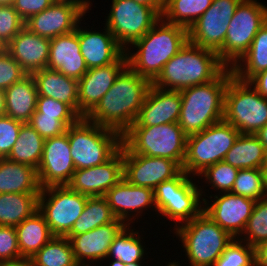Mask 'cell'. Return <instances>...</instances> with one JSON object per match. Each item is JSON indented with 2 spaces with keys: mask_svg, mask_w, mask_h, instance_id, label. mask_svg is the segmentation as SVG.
Instances as JSON below:
<instances>
[{
  "mask_svg": "<svg viewBox=\"0 0 267 266\" xmlns=\"http://www.w3.org/2000/svg\"><path fill=\"white\" fill-rule=\"evenodd\" d=\"M123 179L122 145L105 163L75 170L68 186L89 197L105 196L106 192Z\"/></svg>",
  "mask_w": 267,
  "mask_h": 266,
  "instance_id": "ffe728a7",
  "label": "cell"
},
{
  "mask_svg": "<svg viewBox=\"0 0 267 266\" xmlns=\"http://www.w3.org/2000/svg\"><path fill=\"white\" fill-rule=\"evenodd\" d=\"M181 105L180 91L162 89L152 84L131 126L178 123Z\"/></svg>",
  "mask_w": 267,
  "mask_h": 266,
  "instance_id": "603a6c76",
  "label": "cell"
},
{
  "mask_svg": "<svg viewBox=\"0 0 267 266\" xmlns=\"http://www.w3.org/2000/svg\"><path fill=\"white\" fill-rule=\"evenodd\" d=\"M107 15L105 26L125 51L161 19L154 8L134 0H112Z\"/></svg>",
  "mask_w": 267,
  "mask_h": 266,
  "instance_id": "4fadbf2b",
  "label": "cell"
},
{
  "mask_svg": "<svg viewBox=\"0 0 267 266\" xmlns=\"http://www.w3.org/2000/svg\"><path fill=\"white\" fill-rule=\"evenodd\" d=\"M213 266H255L254 247L234 238Z\"/></svg>",
  "mask_w": 267,
  "mask_h": 266,
  "instance_id": "b9f144b4",
  "label": "cell"
},
{
  "mask_svg": "<svg viewBox=\"0 0 267 266\" xmlns=\"http://www.w3.org/2000/svg\"><path fill=\"white\" fill-rule=\"evenodd\" d=\"M223 120L240 134H255L267 124V99L248 81L232 75L224 94Z\"/></svg>",
  "mask_w": 267,
  "mask_h": 266,
  "instance_id": "30bf717a",
  "label": "cell"
},
{
  "mask_svg": "<svg viewBox=\"0 0 267 266\" xmlns=\"http://www.w3.org/2000/svg\"><path fill=\"white\" fill-rule=\"evenodd\" d=\"M37 97L34 78L26 75L5 90L6 116L28 123L36 111Z\"/></svg>",
  "mask_w": 267,
  "mask_h": 266,
  "instance_id": "83f0119b",
  "label": "cell"
},
{
  "mask_svg": "<svg viewBox=\"0 0 267 266\" xmlns=\"http://www.w3.org/2000/svg\"><path fill=\"white\" fill-rule=\"evenodd\" d=\"M27 75L47 68L50 39L23 27L4 48Z\"/></svg>",
  "mask_w": 267,
  "mask_h": 266,
  "instance_id": "cb8c5ba5",
  "label": "cell"
},
{
  "mask_svg": "<svg viewBox=\"0 0 267 266\" xmlns=\"http://www.w3.org/2000/svg\"><path fill=\"white\" fill-rule=\"evenodd\" d=\"M56 0H15L13 8L20 17L27 21L31 16L44 11Z\"/></svg>",
  "mask_w": 267,
  "mask_h": 266,
  "instance_id": "681fc988",
  "label": "cell"
},
{
  "mask_svg": "<svg viewBox=\"0 0 267 266\" xmlns=\"http://www.w3.org/2000/svg\"><path fill=\"white\" fill-rule=\"evenodd\" d=\"M242 0H213L211 6L188 29V41L218 52L224 45L230 21Z\"/></svg>",
  "mask_w": 267,
  "mask_h": 266,
  "instance_id": "9a60e30c",
  "label": "cell"
},
{
  "mask_svg": "<svg viewBox=\"0 0 267 266\" xmlns=\"http://www.w3.org/2000/svg\"><path fill=\"white\" fill-rule=\"evenodd\" d=\"M127 225L116 219L83 234L66 236L78 264H94L106 260L110 246Z\"/></svg>",
  "mask_w": 267,
  "mask_h": 266,
  "instance_id": "7402d4cb",
  "label": "cell"
},
{
  "mask_svg": "<svg viewBox=\"0 0 267 266\" xmlns=\"http://www.w3.org/2000/svg\"><path fill=\"white\" fill-rule=\"evenodd\" d=\"M104 197L114 216L127 226H130V223H135L133 222L135 217L140 218L143 211L148 210V208L152 207V210L157 212L154 190L149 187L131 185L124 178L108 190Z\"/></svg>",
  "mask_w": 267,
  "mask_h": 266,
  "instance_id": "44dd1931",
  "label": "cell"
},
{
  "mask_svg": "<svg viewBox=\"0 0 267 266\" xmlns=\"http://www.w3.org/2000/svg\"><path fill=\"white\" fill-rule=\"evenodd\" d=\"M112 261L109 262V266H126L125 263L121 262L120 260H114L111 259Z\"/></svg>",
  "mask_w": 267,
  "mask_h": 266,
  "instance_id": "6f0895ef",
  "label": "cell"
},
{
  "mask_svg": "<svg viewBox=\"0 0 267 266\" xmlns=\"http://www.w3.org/2000/svg\"><path fill=\"white\" fill-rule=\"evenodd\" d=\"M90 0H56L44 11L25 21V27L39 36L52 39L76 30L89 9Z\"/></svg>",
  "mask_w": 267,
  "mask_h": 266,
  "instance_id": "5bb4252c",
  "label": "cell"
},
{
  "mask_svg": "<svg viewBox=\"0 0 267 266\" xmlns=\"http://www.w3.org/2000/svg\"><path fill=\"white\" fill-rule=\"evenodd\" d=\"M15 0H0V6H13Z\"/></svg>",
  "mask_w": 267,
  "mask_h": 266,
  "instance_id": "680465c9",
  "label": "cell"
},
{
  "mask_svg": "<svg viewBox=\"0 0 267 266\" xmlns=\"http://www.w3.org/2000/svg\"><path fill=\"white\" fill-rule=\"evenodd\" d=\"M131 227L126 226L114 239L106 260H120L125 264L142 262L146 253L141 240L143 237L140 236L139 230Z\"/></svg>",
  "mask_w": 267,
  "mask_h": 266,
  "instance_id": "8d00e7d4",
  "label": "cell"
},
{
  "mask_svg": "<svg viewBox=\"0 0 267 266\" xmlns=\"http://www.w3.org/2000/svg\"><path fill=\"white\" fill-rule=\"evenodd\" d=\"M127 65L128 59L124 52L114 63L89 68L78 80V107L81 118H85L97 105Z\"/></svg>",
  "mask_w": 267,
  "mask_h": 266,
  "instance_id": "d6986e66",
  "label": "cell"
},
{
  "mask_svg": "<svg viewBox=\"0 0 267 266\" xmlns=\"http://www.w3.org/2000/svg\"><path fill=\"white\" fill-rule=\"evenodd\" d=\"M204 199L203 212L233 238H239L251 216L255 200L231 192L210 195ZM214 197V199H212Z\"/></svg>",
  "mask_w": 267,
  "mask_h": 266,
  "instance_id": "ac0fdd59",
  "label": "cell"
},
{
  "mask_svg": "<svg viewBox=\"0 0 267 266\" xmlns=\"http://www.w3.org/2000/svg\"><path fill=\"white\" fill-rule=\"evenodd\" d=\"M37 169L24 164L0 158V194H40Z\"/></svg>",
  "mask_w": 267,
  "mask_h": 266,
  "instance_id": "f1b7e54d",
  "label": "cell"
},
{
  "mask_svg": "<svg viewBox=\"0 0 267 266\" xmlns=\"http://www.w3.org/2000/svg\"><path fill=\"white\" fill-rule=\"evenodd\" d=\"M264 175H265V182H266V185H267V157H266V162H265V165H264Z\"/></svg>",
  "mask_w": 267,
  "mask_h": 266,
  "instance_id": "91938a15",
  "label": "cell"
},
{
  "mask_svg": "<svg viewBox=\"0 0 267 266\" xmlns=\"http://www.w3.org/2000/svg\"><path fill=\"white\" fill-rule=\"evenodd\" d=\"M75 169L101 165L121 148L122 135L112 129L80 118L67 128Z\"/></svg>",
  "mask_w": 267,
  "mask_h": 266,
  "instance_id": "5b68a950",
  "label": "cell"
},
{
  "mask_svg": "<svg viewBox=\"0 0 267 266\" xmlns=\"http://www.w3.org/2000/svg\"><path fill=\"white\" fill-rule=\"evenodd\" d=\"M26 75L19 63L4 48H0V89L6 90Z\"/></svg>",
  "mask_w": 267,
  "mask_h": 266,
  "instance_id": "f6af8a7d",
  "label": "cell"
},
{
  "mask_svg": "<svg viewBox=\"0 0 267 266\" xmlns=\"http://www.w3.org/2000/svg\"><path fill=\"white\" fill-rule=\"evenodd\" d=\"M151 85L127 65L85 118L123 135L135 122Z\"/></svg>",
  "mask_w": 267,
  "mask_h": 266,
  "instance_id": "6da1fadb",
  "label": "cell"
},
{
  "mask_svg": "<svg viewBox=\"0 0 267 266\" xmlns=\"http://www.w3.org/2000/svg\"><path fill=\"white\" fill-rule=\"evenodd\" d=\"M255 266H267V240L254 247Z\"/></svg>",
  "mask_w": 267,
  "mask_h": 266,
  "instance_id": "816d5d0a",
  "label": "cell"
},
{
  "mask_svg": "<svg viewBox=\"0 0 267 266\" xmlns=\"http://www.w3.org/2000/svg\"><path fill=\"white\" fill-rule=\"evenodd\" d=\"M48 69L79 80L87 71L85 59L80 51L78 26L68 34L50 39Z\"/></svg>",
  "mask_w": 267,
  "mask_h": 266,
  "instance_id": "d4e9b609",
  "label": "cell"
},
{
  "mask_svg": "<svg viewBox=\"0 0 267 266\" xmlns=\"http://www.w3.org/2000/svg\"><path fill=\"white\" fill-rule=\"evenodd\" d=\"M266 69L267 22L259 29L248 52L232 67V71L239 80L249 81L254 75Z\"/></svg>",
  "mask_w": 267,
  "mask_h": 266,
  "instance_id": "d6a6232c",
  "label": "cell"
},
{
  "mask_svg": "<svg viewBox=\"0 0 267 266\" xmlns=\"http://www.w3.org/2000/svg\"><path fill=\"white\" fill-rule=\"evenodd\" d=\"M240 132L224 120L186 138V155L182 165L189 176H198L207 167L224 160Z\"/></svg>",
  "mask_w": 267,
  "mask_h": 266,
  "instance_id": "9c48e42d",
  "label": "cell"
},
{
  "mask_svg": "<svg viewBox=\"0 0 267 266\" xmlns=\"http://www.w3.org/2000/svg\"><path fill=\"white\" fill-rule=\"evenodd\" d=\"M212 2L213 0H165L161 18L189 29Z\"/></svg>",
  "mask_w": 267,
  "mask_h": 266,
  "instance_id": "e575fe53",
  "label": "cell"
},
{
  "mask_svg": "<svg viewBox=\"0 0 267 266\" xmlns=\"http://www.w3.org/2000/svg\"><path fill=\"white\" fill-rule=\"evenodd\" d=\"M142 262H134V263H128L126 264V266H143V264H141Z\"/></svg>",
  "mask_w": 267,
  "mask_h": 266,
  "instance_id": "94428289",
  "label": "cell"
},
{
  "mask_svg": "<svg viewBox=\"0 0 267 266\" xmlns=\"http://www.w3.org/2000/svg\"><path fill=\"white\" fill-rule=\"evenodd\" d=\"M24 26L13 6H0V48H5Z\"/></svg>",
  "mask_w": 267,
  "mask_h": 266,
  "instance_id": "ee69618b",
  "label": "cell"
},
{
  "mask_svg": "<svg viewBox=\"0 0 267 266\" xmlns=\"http://www.w3.org/2000/svg\"><path fill=\"white\" fill-rule=\"evenodd\" d=\"M232 68H226L215 80L180 90L182 105L178 124L188 136L223 120L224 94Z\"/></svg>",
  "mask_w": 267,
  "mask_h": 266,
  "instance_id": "277c9868",
  "label": "cell"
},
{
  "mask_svg": "<svg viewBox=\"0 0 267 266\" xmlns=\"http://www.w3.org/2000/svg\"><path fill=\"white\" fill-rule=\"evenodd\" d=\"M6 116L5 90L0 89V118Z\"/></svg>",
  "mask_w": 267,
  "mask_h": 266,
  "instance_id": "9f6ffc18",
  "label": "cell"
},
{
  "mask_svg": "<svg viewBox=\"0 0 267 266\" xmlns=\"http://www.w3.org/2000/svg\"><path fill=\"white\" fill-rule=\"evenodd\" d=\"M267 151V124L254 134Z\"/></svg>",
  "mask_w": 267,
  "mask_h": 266,
  "instance_id": "11a10c76",
  "label": "cell"
},
{
  "mask_svg": "<svg viewBox=\"0 0 267 266\" xmlns=\"http://www.w3.org/2000/svg\"><path fill=\"white\" fill-rule=\"evenodd\" d=\"M36 111L41 113V116H56L67 128L81 118L66 103L45 96L37 97Z\"/></svg>",
  "mask_w": 267,
  "mask_h": 266,
  "instance_id": "7bdbcfd3",
  "label": "cell"
},
{
  "mask_svg": "<svg viewBox=\"0 0 267 266\" xmlns=\"http://www.w3.org/2000/svg\"><path fill=\"white\" fill-rule=\"evenodd\" d=\"M231 193L255 201L267 197L264 169H239Z\"/></svg>",
  "mask_w": 267,
  "mask_h": 266,
  "instance_id": "f35d334b",
  "label": "cell"
},
{
  "mask_svg": "<svg viewBox=\"0 0 267 266\" xmlns=\"http://www.w3.org/2000/svg\"><path fill=\"white\" fill-rule=\"evenodd\" d=\"M39 194H0V226L16 227L38 210Z\"/></svg>",
  "mask_w": 267,
  "mask_h": 266,
  "instance_id": "1f68e13d",
  "label": "cell"
},
{
  "mask_svg": "<svg viewBox=\"0 0 267 266\" xmlns=\"http://www.w3.org/2000/svg\"><path fill=\"white\" fill-rule=\"evenodd\" d=\"M186 138L178 123L131 126L122 135V144L133 154L169 158L181 167L186 155Z\"/></svg>",
  "mask_w": 267,
  "mask_h": 266,
  "instance_id": "ba28073f",
  "label": "cell"
},
{
  "mask_svg": "<svg viewBox=\"0 0 267 266\" xmlns=\"http://www.w3.org/2000/svg\"><path fill=\"white\" fill-rule=\"evenodd\" d=\"M89 196L75 192L68 185L41 189L38 211L44 216L53 236L66 237L82 214Z\"/></svg>",
  "mask_w": 267,
  "mask_h": 266,
  "instance_id": "7c38bea8",
  "label": "cell"
},
{
  "mask_svg": "<svg viewBox=\"0 0 267 266\" xmlns=\"http://www.w3.org/2000/svg\"><path fill=\"white\" fill-rule=\"evenodd\" d=\"M188 42V29L171 24L162 18L127 49L128 65L140 76L153 82L164 65Z\"/></svg>",
  "mask_w": 267,
  "mask_h": 266,
  "instance_id": "7a4b0ae2",
  "label": "cell"
},
{
  "mask_svg": "<svg viewBox=\"0 0 267 266\" xmlns=\"http://www.w3.org/2000/svg\"><path fill=\"white\" fill-rule=\"evenodd\" d=\"M227 67L218 53L196 46L189 41L163 67L152 82L162 89L177 90L202 85L215 80Z\"/></svg>",
  "mask_w": 267,
  "mask_h": 266,
  "instance_id": "3957f363",
  "label": "cell"
},
{
  "mask_svg": "<svg viewBox=\"0 0 267 266\" xmlns=\"http://www.w3.org/2000/svg\"><path fill=\"white\" fill-rule=\"evenodd\" d=\"M178 262L179 261L176 262V260L174 262V260H173V262H170V263L168 262V264L166 266H181L180 263H178Z\"/></svg>",
  "mask_w": 267,
  "mask_h": 266,
  "instance_id": "6125c7cd",
  "label": "cell"
},
{
  "mask_svg": "<svg viewBox=\"0 0 267 266\" xmlns=\"http://www.w3.org/2000/svg\"><path fill=\"white\" fill-rule=\"evenodd\" d=\"M0 266H34L31 257H21L16 260L0 261Z\"/></svg>",
  "mask_w": 267,
  "mask_h": 266,
  "instance_id": "f5cc1de1",
  "label": "cell"
},
{
  "mask_svg": "<svg viewBox=\"0 0 267 266\" xmlns=\"http://www.w3.org/2000/svg\"><path fill=\"white\" fill-rule=\"evenodd\" d=\"M76 266H92L91 264H77Z\"/></svg>",
  "mask_w": 267,
  "mask_h": 266,
  "instance_id": "be15d7a7",
  "label": "cell"
},
{
  "mask_svg": "<svg viewBox=\"0 0 267 266\" xmlns=\"http://www.w3.org/2000/svg\"><path fill=\"white\" fill-rule=\"evenodd\" d=\"M193 180L192 176L182 170L176 177L160 183L154 189L157 213L164 219L167 217L174 221V228L203 212L205 198L202 196L205 191Z\"/></svg>",
  "mask_w": 267,
  "mask_h": 266,
  "instance_id": "52a82bcc",
  "label": "cell"
},
{
  "mask_svg": "<svg viewBox=\"0 0 267 266\" xmlns=\"http://www.w3.org/2000/svg\"><path fill=\"white\" fill-rule=\"evenodd\" d=\"M34 266H76L71 243L67 237L53 236L31 257Z\"/></svg>",
  "mask_w": 267,
  "mask_h": 266,
  "instance_id": "74e56055",
  "label": "cell"
},
{
  "mask_svg": "<svg viewBox=\"0 0 267 266\" xmlns=\"http://www.w3.org/2000/svg\"><path fill=\"white\" fill-rule=\"evenodd\" d=\"M32 76L36 83L38 96L64 102L79 115L78 80L48 68L34 72Z\"/></svg>",
  "mask_w": 267,
  "mask_h": 266,
  "instance_id": "4316f807",
  "label": "cell"
},
{
  "mask_svg": "<svg viewBox=\"0 0 267 266\" xmlns=\"http://www.w3.org/2000/svg\"><path fill=\"white\" fill-rule=\"evenodd\" d=\"M80 24L81 22L78 24L80 51L88 69L114 63L125 52L106 26L103 29L105 31L96 32L93 28L90 30Z\"/></svg>",
  "mask_w": 267,
  "mask_h": 266,
  "instance_id": "484cf974",
  "label": "cell"
},
{
  "mask_svg": "<svg viewBox=\"0 0 267 266\" xmlns=\"http://www.w3.org/2000/svg\"><path fill=\"white\" fill-rule=\"evenodd\" d=\"M15 227L0 226V261L21 258Z\"/></svg>",
  "mask_w": 267,
  "mask_h": 266,
  "instance_id": "c3c4849f",
  "label": "cell"
},
{
  "mask_svg": "<svg viewBox=\"0 0 267 266\" xmlns=\"http://www.w3.org/2000/svg\"><path fill=\"white\" fill-rule=\"evenodd\" d=\"M123 178L131 185L153 190L162 182L176 177L182 167L163 157H148L131 153L122 144Z\"/></svg>",
  "mask_w": 267,
  "mask_h": 266,
  "instance_id": "2e32d148",
  "label": "cell"
},
{
  "mask_svg": "<svg viewBox=\"0 0 267 266\" xmlns=\"http://www.w3.org/2000/svg\"><path fill=\"white\" fill-rule=\"evenodd\" d=\"M28 124L44 139L53 138L66 132L67 127L56 116H41L37 111L31 116Z\"/></svg>",
  "mask_w": 267,
  "mask_h": 266,
  "instance_id": "7dc6e473",
  "label": "cell"
},
{
  "mask_svg": "<svg viewBox=\"0 0 267 266\" xmlns=\"http://www.w3.org/2000/svg\"><path fill=\"white\" fill-rule=\"evenodd\" d=\"M266 22V5L257 0L239 3L228 26L224 45L217 52L227 68H232L248 52L254 37Z\"/></svg>",
  "mask_w": 267,
  "mask_h": 266,
  "instance_id": "8fae6325",
  "label": "cell"
},
{
  "mask_svg": "<svg viewBox=\"0 0 267 266\" xmlns=\"http://www.w3.org/2000/svg\"><path fill=\"white\" fill-rule=\"evenodd\" d=\"M267 151L254 134H239L224 162L238 169H263Z\"/></svg>",
  "mask_w": 267,
  "mask_h": 266,
  "instance_id": "f546056e",
  "label": "cell"
},
{
  "mask_svg": "<svg viewBox=\"0 0 267 266\" xmlns=\"http://www.w3.org/2000/svg\"><path fill=\"white\" fill-rule=\"evenodd\" d=\"M238 239L253 247L267 240V197L255 202L251 216Z\"/></svg>",
  "mask_w": 267,
  "mask_h": 266,
  "instance_id": "ab89813d",
  "label": "cell"
},
{
  "mask_svg": "<svg viewBox=\"0 0 267 266\" xmlns=\"http://www.w3.org/2000/svg\"><path fill=\"white\" fill-rule=\"evenodd\" d=\"M116 219L104 196L88 197L82 214L67 236L83 234Z\"/></svg>",
  "mask_w": 267,
  "mask_h": 266,
  "instance_id": "d590c367",
  "label": "cell"
},
{
  "mask_svg": "<svg viewBox=\"0 0 267 266\" xmlns=\"http://www.w3.org/2000/svg\"><path fill=\"white\" fill-rule=\"evenodd\" d=\"M134 1L154 8L161 15L165 0H134Z\"/></svg>",
  "mask_w": 267,
  "mask_h": 266,
  "instance_id": "db71d44e",
  "label": "cell"
},
{
  "mask_svg": "<svg viewBox=\"0 0 267 266\" xmlns=\"http://www.w3.org/2000/svg\"><path fill=\"white\" fill-rule=\"evenodd\" d=\"M248 82L267 99V69L254 75Z\"/></svg>",
  "mask_w": 267,
  "mask_h": 266,
  "instance_id": "f907efd6",
  "label": "cell"
},
{
  "mask_svg": "<svg viewBox=\"0 0 267 266\" xmlns=\"http://www.w3.org/2000/svg\"><path fill=\"white\" fill-rule=\"evenodd\" d=\"M173 231L190 266H213L234 239L204 212Z\"/></svg>",
  "mask_w": 267,
  "mask_h": 266,
  "instance_id": "8992f818",
  "label": "cell"
},
{
  "mask_svg": "<svg viewBox=\"0 0 267 266\" xmlns=\"http://www.w3.org/2000/svg\"><path fill=\"white\" fill-rule=\"evenodd\" d=\"M239 169L224 161L207 167L198 176L208 183L218 193L231 192Z\"/></svg>",
  "mask_w": 267,
  "mask_h": 266,
  "instance_id": "60d3db41",
  "label": "cell"
},
{
  "mask_svg": "<svg viewBox=\"0 0 267 266\" xmlns=\"http://www.w3.org/2000/svg\"><path fill=\"white\" fill-rule=\"evenodd\" d=\"M15 229L22 257H32L53 237L48 223L38 210Z\"/></svg>",
  "mask_w": 267,
  "mask_h": 266,
  "instance_id": "4dcf8cb0",
  "label": "cell"
},
{
  "mask_svg": "<svg viewBox=\"0 0 267 266\" xmlns=\"http://www.w3.org/2000/svg\"><path fill=\"white\" fill-rule=\"evenodd\" d=\"M23 122L4 116L0 118V158H7L18 139Z\"/></svg>",
  "mask_w": 267,
  "mask_h": 266,
  "instance_id": "bcb514c9",
  "label": "cell"
},
{
  "mask_svg": "<svg viewBox=\"0 0 267 266\" xmlns=\"http://www.w3.org/2000/svg\"><path fill=\"white\" fill-rule=\"evenodd\" d=\"M44 140L33 127L28 123H23L18 139L7 159L17 163H24L37 169L43 155Z\"/></svg>",
  "mask_w": 267,
  "mask_h": 266,
  "instance_id": "836d02e7",
  "label": "cell"
},
{
  "mask_svg": "<svg viewBox=\"0 0 267 266\" xmlns=\"http://www.w3.org/2000/svg\"><path fill=\"white\" fill-rule=\"evenodd\" d=\"M75 170L67 129L59 136L45 139L42 159L37 168L41 189L68 185Z\"/></svg>",
  "mask_w": 267,
  "mask_h": 266,
  "instance_id": "e0dca14e",
  "label": "cell"
}]
</instances>
